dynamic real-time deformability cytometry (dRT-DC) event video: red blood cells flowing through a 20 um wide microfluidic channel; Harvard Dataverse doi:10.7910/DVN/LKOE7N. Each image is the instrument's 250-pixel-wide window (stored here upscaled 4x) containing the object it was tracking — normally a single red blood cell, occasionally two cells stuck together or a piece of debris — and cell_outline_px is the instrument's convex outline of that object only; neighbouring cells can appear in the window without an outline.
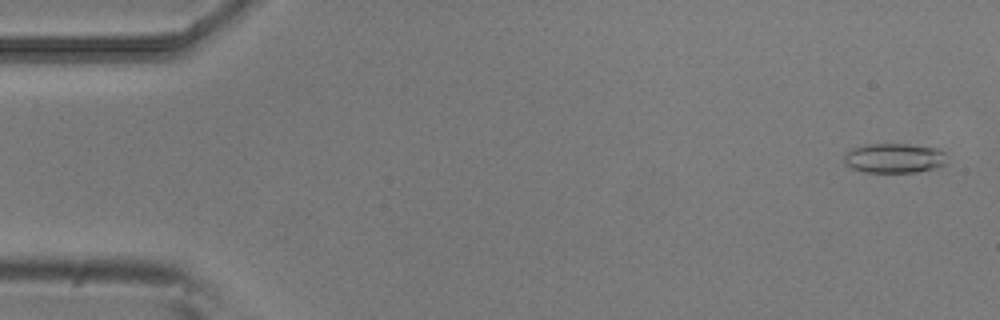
{"species": "common noctule bat (a hibernating species)", "species_latin": "Nyctalus noctula", "temperature_condition": "room temperature", "stored_images_in_passage": 52, "camera_frame_rate_fps": 3000, "um_per_image_px": 0.085, "animal": {"sex": "male", "body_mass_g": 20.5, "forearm_length_mm": 52.5}, "frame": {"image": 1, "passage_image": 2, "time_ms": 0.333, "image_size_px": [1000, 320], "cell_outline_px": [[944, 164], [936, 168], [916, 172], [864, 172], [852, 168], [844, 164], [844, 156], [852, 148], [864, 144], [908, 144], [936, 148], [944, 152]], "centroid_in_image_um": [75.97, 13.44], "position_along_channel_um": 9.0, "area_um2": 17.69}}
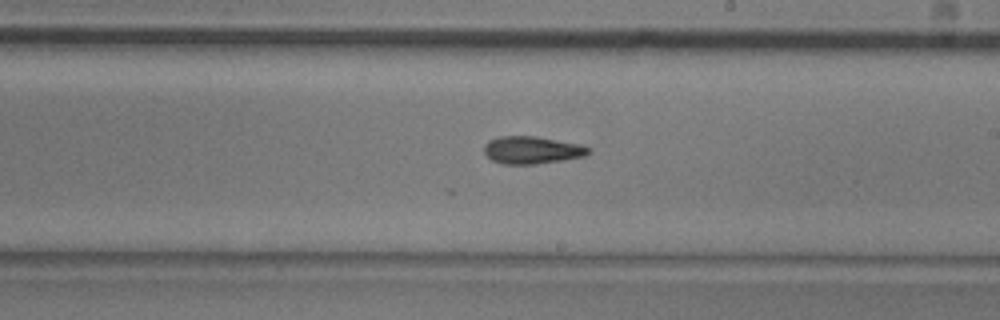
{"frame": {"image": 2, "passage_image": 30, "time_ms": 9.667, "image_size_px": [1000, 320], "cell_outline_px": [[588, 152], [584, 156], [564, 160], [536, 164], [504, 164], [492, 160], [484, 152], [484, 144], [488, 140], [500, 136], [536, 136], [580, 144], [588, 148]], "centroid_in_image_um": [45.18, 12.75], "position_along_channel_um": 243.8, "area_um2": 16.65}}
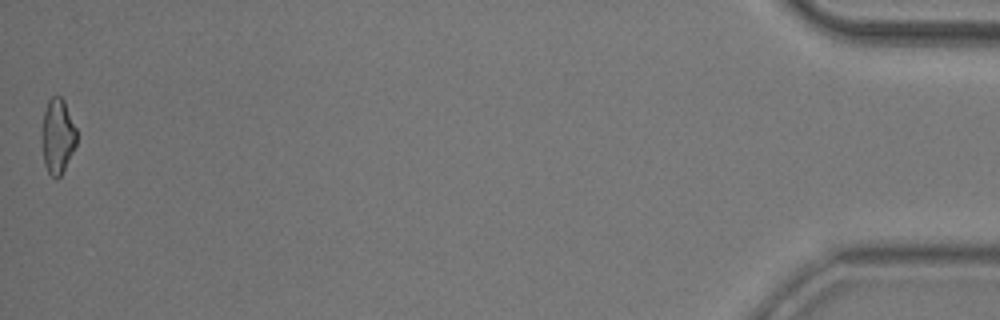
{"frame": {"image": 3, "passage_image": 52, "time_ms": 17.0, "image_size_px": [1000, 320], "cell_outline_px": [[76, 144], [60, 176], [56, 180], [48, 172], [44, 164], [40, 140], [40, 132], [44, 112], [48, 100], [52, 96], [60, 96], [64, 100], [76, 128]], "centroid_in_image_um": [4.85, 11.57], "position_along_channel_um": 430.3, "area_um2": 15.37}}